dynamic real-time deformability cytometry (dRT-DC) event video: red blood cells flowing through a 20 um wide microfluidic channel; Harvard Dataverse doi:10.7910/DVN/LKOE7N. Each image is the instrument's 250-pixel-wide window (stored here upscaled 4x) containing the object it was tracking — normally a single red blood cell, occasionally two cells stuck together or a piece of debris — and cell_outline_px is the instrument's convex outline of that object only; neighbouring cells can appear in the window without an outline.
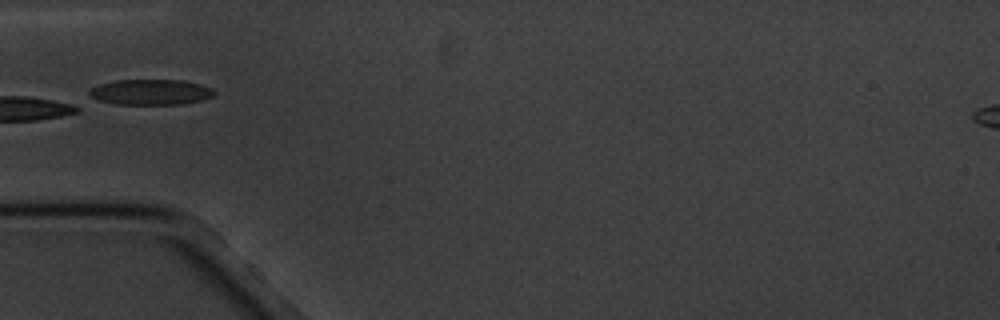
{"species": "common noctule bat (a hibernating species)", "species_latin": "Nyctalus noctula", "temperature_condition": "cold", "stored_images_in_passage": 16, "camera_frame_rate_fps": 3000, "um_per_image_px": 0.085, "animal": {"sex": "male", "body_mass_g": 20.1, "forearm_length_mm": 53.5}, "frame": {"image": 1, "passage_image": 5, "time_ms": 4.667, "image_size_px": [1000, 320], "cell_outline_px": [[216, 92], [212, 96], [200, 100], [180, 104], [116, 104], [88, 100], [88, 92], [92, 88], [100, 84], [116, 80], [180, 80], [200, 84], [212, 88]], "centroid_in_image_um": [12.71, 7.83], "position_along_channel_um": 72.3, "area_um2": 18.73}}
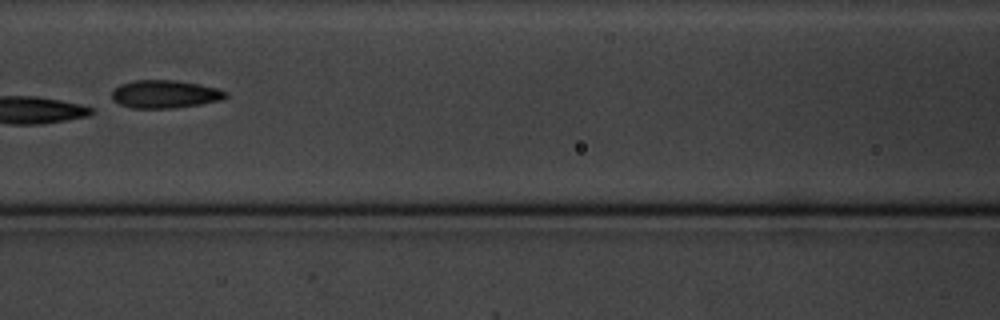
{"frame": {"image": 2, "passage_image": 7, "time_ms": 7.0, "image_size_px": [1000, 320], "cell_outline_px": [[228, 96], [224, 100], [200, 104], [172, 108], [132, 108], [120, 104], [112, 100], [112, 88], [120, 84], [132, 80], [176, 80], [200, 84], [216, 88], [228, 92]], "centroid_in_image_um": [14.02, 7.99], "position_along_channel_um": 152.6, "area_um2": 18.79}}
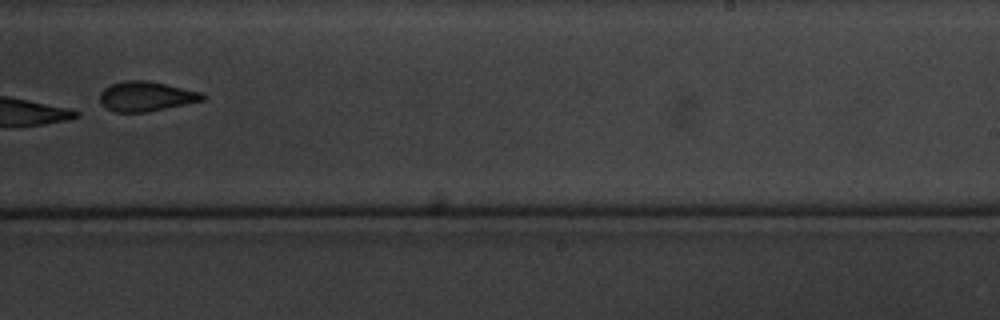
{"frame": {"image": 3, "passage_image": 10, "time_ms": 10.667, "image_size_px": [1000, 320], "cell_outline_px": [[208, 96], [204, 100], [144, 112], [112, 112], [104, 108], [100, 104], [100, 92], [108, 84], [124, 80], [148, 80], [204, 92]], "centroid_in_image_um": [12.39, 8.17], "position_along_channel_um": 276.6, "area_um2": 18.15}, "authors_computed_cell_mechanics": {"area_um2": 18.5827, "velocity_mm_per_s": 3.4523, "shape_relaxation_time_tau1_ms": 3.7109, "shape_relaxation_time_tau2_ms": 6.1684, "deformation_change_tau1": 0.1055, "deformation_change_tau2": 0.1522}}